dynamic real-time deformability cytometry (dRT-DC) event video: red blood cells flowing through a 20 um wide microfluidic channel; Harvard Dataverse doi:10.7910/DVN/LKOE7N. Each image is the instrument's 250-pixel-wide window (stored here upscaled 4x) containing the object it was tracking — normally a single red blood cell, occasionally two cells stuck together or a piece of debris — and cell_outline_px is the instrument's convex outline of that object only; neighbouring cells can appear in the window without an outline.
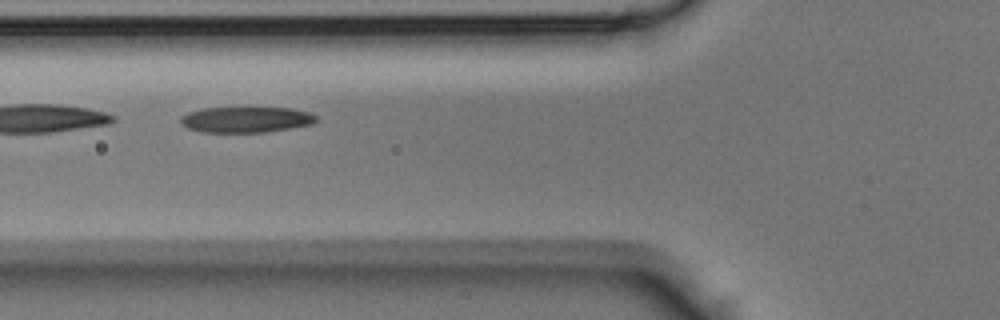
{"species": "Egyptian fruit bat (a non-hibernating species)", "species_latin": "Rousettus aegyptiacus", "temperature_condition": "room temperature", "stored_images_in_passage": 38, "camera_frame_rate_fps": 3000, "um_per_image_px": 0.085, "animal": {"sex": "male"}, "frame": {"image": 1, "passage_image": 11, "time_ms": 3.333, "image_size_px": [1000, 320], "cell_outline_px": [[316, 120], [312, 124], [268, 132], [200, 132], [188, 128], [180, 124], [180, 116], [188, 112], [204, 108], [292, 108], [308, 112], [316, 116]], "centroid_in_image_um": [20.87, 10.17], "position_along_channel_um": 104.9, "area_um2": 20.35}}
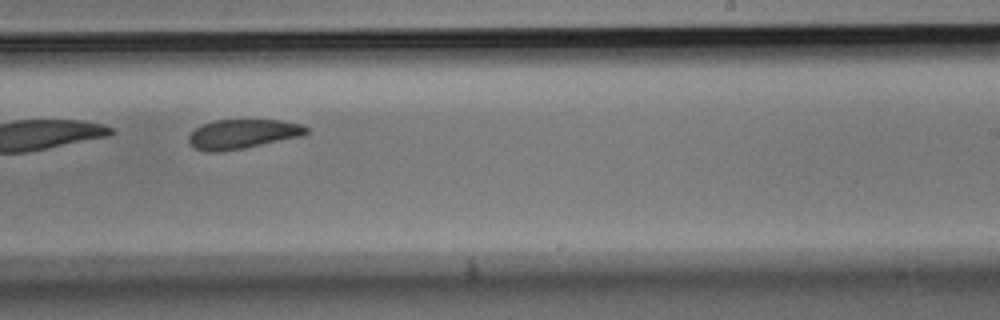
{"frame": {"image": 2, "passage_image": 22, "time_ms": 7.0, "image_size_px": [1000, 320], "cell_outline_px": [[308, 132], [304, 136], [244, 148], [220, 152], [208, 152], [196, 148], [188, 140], [188, 136], [196, 128], [204, 124], [216, 120], [280, 120], [300, 124], [308, 128]], "centroid_in_image_um": [20.66, 11.39], "position_along_channel_um": 268.3, "area_um2": 20.06}}
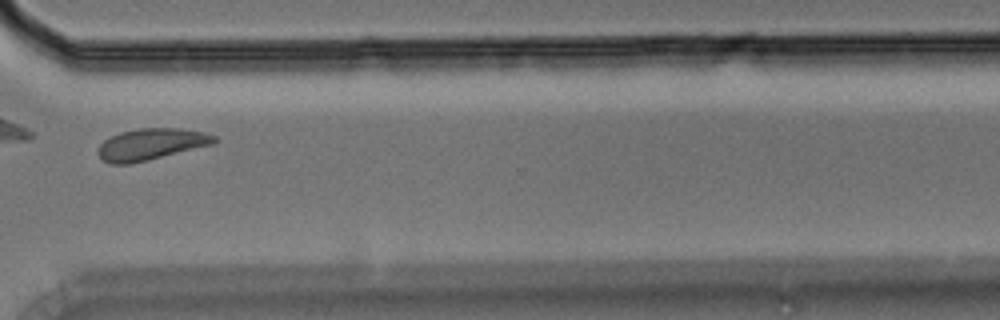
{"frame": {"image": 3, "passage_image": 28, "time_ms": 9.0, "image_size_px": [1000, 320], "cell_outline_px": [[220, 140], [212, 144], [148, 160], [128, 164], [112, 164], [104, 160], [96, 152], [100, 144], [104, 140], [120, 132], [140, 128], [180, 128], [204, 132], [216, 136]], "centroid_in_image_um": [12.85, 12.25], "position_along_channel_um": 357.8, "area_um2": 21.21}}